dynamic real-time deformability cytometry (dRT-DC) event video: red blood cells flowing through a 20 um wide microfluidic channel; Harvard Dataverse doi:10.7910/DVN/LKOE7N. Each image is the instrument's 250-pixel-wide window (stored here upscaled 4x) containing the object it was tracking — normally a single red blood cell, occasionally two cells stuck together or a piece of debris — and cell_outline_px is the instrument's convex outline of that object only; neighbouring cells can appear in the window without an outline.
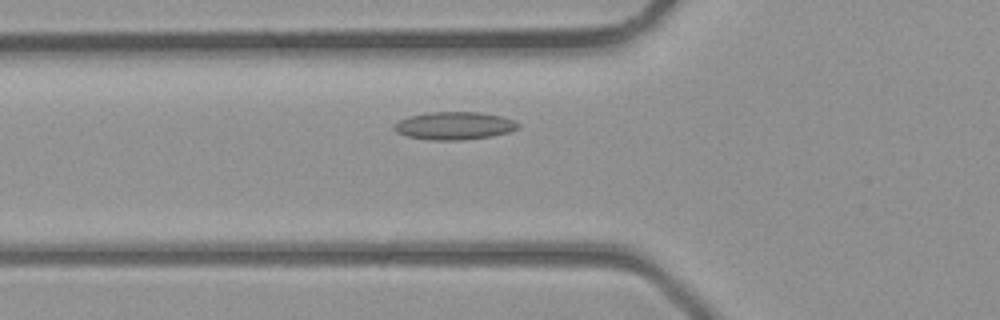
{"species": "common noctule bat (a hibernating species)", "species_latin": "Nyctalus noctula", "temperature_condition": "room temperature", "stored_images_in_passage": 30, "camera_frame_rate_fps": 3000, "um_per_image_px": 0.085, "animal": {"sex": "male", "body_mass_g": 23.1, "forearm_length_mm": 52.7}, "frame": {"image": 1, "passage_image": 4, "time_ms": 1.0, "image_size_px": [1000, 320], "cell_outline_px": [[520, 128], [508, 132], [492, 136], [464, 140], [428, 140], [408, 136], [396, 132], [392, 128], [392, 124], [408, 116], [428, 112], [480, 112], [500, 116], [512, 120], [520, 124]], "centroid_in_image_um": [38.59, 10.69], "position_along_channel_um": 87.2, "area_um2": 20.23}}
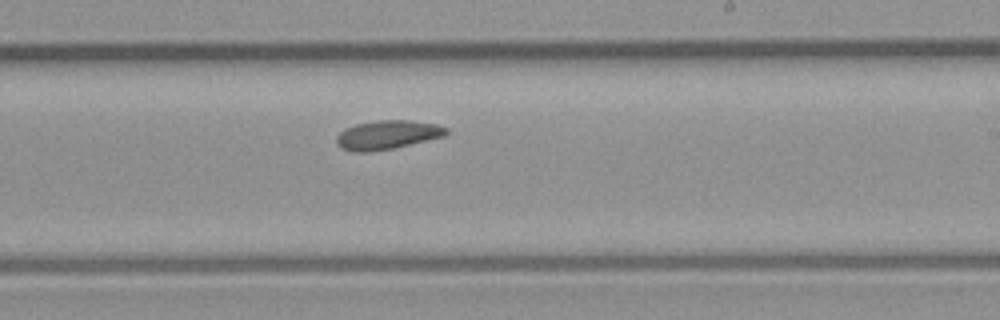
{"frame": {"image": 2, "passage_image": 14, "time_ms": 4.333, "image_size_px": [1000, 320], "cell_outline_px": [[448, 132], [444, 136], [392, 148], [368, 152], [352, 152], [340, 148], [336, 144], [336, 136], [344, 128], [356, 124], [376, 120], [412, 120], [436, 124], [448, 128]], "centroid_in_image_um": [32.88, 11.45], "position_along_channel_um": 256.1, "area_um2": 18.55}}
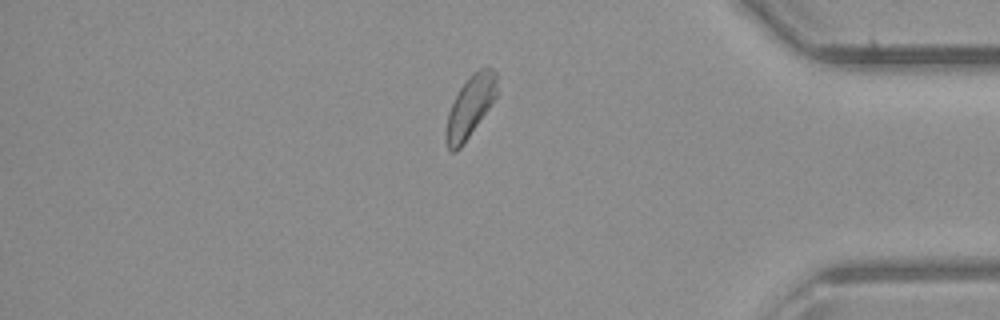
{"frame": {"image": 3, "passage_image": 24, "time_ms": 7.667, "image_size_px": [1000, 320], "cell_outline_px": [[496, 96], [488, 108], [460, 148], [456, 152], [452, 152], [448, 148], [444, 140], [444, 132], [448, 112], [460, 88], [472, 72], [488, 64], [496, 72]], "centroid_in_image_um": [39.93, 9.04], "position_along_channel_um": 395.3, "area_um2": 18.09}}